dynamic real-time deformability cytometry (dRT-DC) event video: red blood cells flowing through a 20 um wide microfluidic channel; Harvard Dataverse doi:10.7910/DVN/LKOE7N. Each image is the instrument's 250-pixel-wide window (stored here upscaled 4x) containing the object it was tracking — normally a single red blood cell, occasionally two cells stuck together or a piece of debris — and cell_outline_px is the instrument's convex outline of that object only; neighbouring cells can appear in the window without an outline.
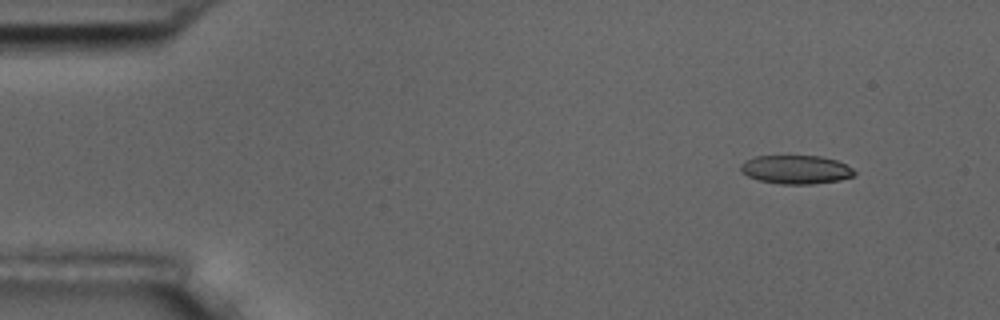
{"species": "common noctule bat (a hibernating species)", "species_latin": "Nyctalus noctula", "temperature_condition": "room temperature", "stored_images_in_passage": 5, "camera_frame_rate_fps": 3000, "um_per_image_px": 0.085, "animal": {"sex": "male", "body_mass_g": 17.5, "forearm_length_mm": 52.3}, "frame": {"image": 1, "passage_image": 1, "time_ms": 0.0, "image_size_px": [1000, 320], "cell_outline_px": [[856, 172], [852, 176], [840, 180], [812, 184], [780, 184], [756, 180], [740, 172], [740, 164], [744, 160], [756, 156], [820, 156], [836, 160], [852, 168]], "centroid_in_image_um": [67.6, 14.41], "position_along_channel_um": 17.4, "area_um2": 19.07}}